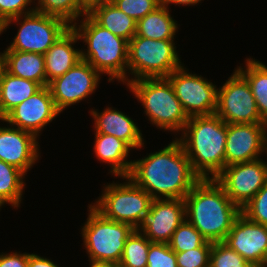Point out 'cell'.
I'll list each match as a JSON object with an SVG mask.
<instances>
[{
  "label": "cell",
  "mask_w": 267,
  "mask_h": 267,
  "mask_svg": "<svg viewBox=\"0 0 267 267\" xmlns=\"http://www.w3.org/2000/svg\"><path fill=\"white\" fill-rule=\"evenodd\" d=\"M127 177L153 199H184L200 180L178 139L159 152L133 160Z\"/></svg>",
  "instance_id": "obj_1"
},
{
  "label": "cell",
  "mask_w": 267,
  "mask_h": 267,
  "mask_svg": "<svg viewBox=\"0 0 267 267\" xmlns=\"http://www.w3.org/2000/svg\"><path fill=\"white\" fill-rule=\"evenodd\" d=\"M184 203L186 220L210 242L224 241L241 213L215 179H200Z\"/></svg>",
  "instance_id": "obj_2"
},
{
  "label": "cell",
  "mask_w": 267,
  "mask_h": 267,
  "mask_svg": "<svg viewBox=\"0 0 267 267\" xmlns=\"http://www.w3.org/2000/svg\"><path fill=\"white\" fill-rule=\"evenodd\" d=\"M182 133L178 140L194 173L200 179H215L225 168L227 123L216 114L192 116Z\"/></svg>",
  "instance_id": "obj_3"
},
{
  "label": "cell",
  "mask_w": 267,
  "mask_h": 267,
  "mask_svg": "<svg viewBox=\"0 0 267 267\" xmlns=\"http://www.w3.org/2000/svg\"><path fill=\"white\" fill-rule=\"evenodd\" d=\"M84 17L79 27L76 22L72 26L79 39L87 44V53L81 51V60L88 62L99 73L109 75V82L115 78L128 83L129 41L99 25L89 14Z\"/></svg>",
  "instance_id": "obj_4"
},
{
  "label": "cell",
  "mask_w": 267,
  "mask_h": 267,
  "mask_svg": "<svg viewBox=\"0 0 267 267\" xmlns=\"http://www.w3.org/2000/svg\"><path fill=\"white\" fill-rule=\"evenodd\" d=\"M145 108V114L157 127L182 131L189 117L166 77L142 78L126 83Z\"/></svg>",
  "instance_id": "obj_5"
},
{
  "label": "cell",
  "mask_w": 267,
  "mask_h": 267,
  "mask_svg": "<svg viewBox=\"0 0 267 267\" xmlns=\"http://www.w3.org/2000/svg\"><path fill=\"white\" fill-rule=\"evenodd\" d=\"M134 228L123 222L104 218L91 205L89 216L82 227V237L90 262H120L127 237Z\"/></svg>",
  "instance_id": "obj_6"
},
{
  "label": "cell",
  "mask_w": 267,
  "mask_h": 267,
  "mask_svg": "<svg viewBox=\"0 0 267 267\" xmlns=\"http://www.w3.org/2000/svg\"><path fill=\"white\" fill-rule=\"evenodd\" d=\"M173 40H153L135 35L129 41L128 70L134 79L168 77L182 67Z\"/></svg>",
  "instance_id": "obj_7"
},
{
  "label": "cell",
  "mask_w": 267,
  "mask_h": 267,
  "mask_svg": "<svg viewBox=\"0 0 267 267\" xmlns=\"http://www.w3.org/2000/svg\"><path fill=\"white\" fill-rule=\"evenodd\" d=\"M124 184L111 183L91 206L104 218L130 224L134 229L150 210L153 198L129 177Z\"/></svg>",
  "instance_id": "obj_8"
},
{
  "label": "cell",
  "mask_w": 267,
  "mask_h": 267,
  "mask_svg": "<svg viewBox=\"0 0 267 267\" xmlns=\"http://www.w3.org/2000/svg\"><path fill=\"white\" fill-rule=\"evenodd\" d=\"M22 17V22L20 18ZM24 18V19H23ZM20 22L21 26L14 37V41L6 50H17L45 54L47 50L62 36L70 27L64 20L33 11L22 16H17L5 21L2 32L11 22ZM18 21V22H17Z\"/></svg>",
  "instance_id": "obj_9"
},
{
  "label": "cell",
  "mask_w": 267,
  "mask_h": 267,
  "mask_svg": "<svg viewBox=\"0 0 267 267\" xmlns=\"http://www.w3.org/2000/svg\"><path fill=\"white\" fill-rule=\"evenodd\" d=\"M215 114L227 124L265 123L247 80L237 70L218 89Z\"/></svg>",
  "instance_id": "obj_10"
},
{
  "label": "cell",
  "mask_w": 267,
  "mask_h": 267,
  "mask_svg": "<svg viewBox=\"0 0 267 267\" xmlns=\"http://www.w3.org/2000/svg\"><path fill=\"white\" fill-rule=\"evenodd\" d=\"M183 66L166 77L188 117L215 114L217 87L202 76L187 73Z\"/></svg>",
  "instance_id": "obj_11"
},
{
  "label": "cell",
  "mask_w": 267,
  "mask_h": 267,
  "mask_svg": "<svg viewBox=\"0 0 267 267\" xmlns=\"http://www.w3.org/2000/svg\"><path fill=\"white\" fill-rule=\"evenodd\" d=\"M267 162L257 159L226 166L215 180L227 196L242 209L266 184Z\"/></svg>",
  "instance_id": "obj_12"
},
{
  "label": "cell",
  "mask_w": 267,
  "mask_h": 267,
  "mask_svg": "<svg viewBox=\"0 0 267 267\" xmlns=\"http://www.w3.org/2000/svg\"><path fill=\"white\" fill-rule=\"evenodd\" d=\"M100 73L88 62L80 60L64 75L48 83L55 107L61 113L66 107L91 95L99 84Z\"/></svg>",
  "instance_id": "obj_13"
},
{
  "label": "cell",
  "mask_w": 267,
  "mask_h": 267,
  "mask_svg": "<svg viewBox=\"0 0 267 267\" xmlns=\"http://www.w3.org/2000/svg\"><path fill=\"white\" fill-rule=\"evenodd\" d=\"M186 219L184 199H153L138 226L137 232L150 241L169 243L174 231Z\"/></svg>",
  "instance_id": "obj_14"
},
{
  "label": "cell",
  "mask_w": 267,
  "mask_h": 267,
  "mask_svg": "<svg viewBox=\"0 0 267 267\" xmlns=\"http://www.w3.org/2000/svg\"><path fill=\"white\" fill-rule=\"evenodd\" d=\"M267 124H227L225 167L260 159L267 152Z\"/></svg>",
  "instance_id": "obj_15"
},
{
  "label": "cell",
  "mask_w": 267,
  "mask_h": 267,
  "mask_svg": "<svg viewBox=\"0 0 267 267\" xmlns=\"http://www.w3.org/2000/svg\"><path fill=\"white\" fill-rule=\"evenodd\" d=\"M223 242L254 267L267 266V226L240 213Z\"/></svg>",
  "instance_id": "obj_16"
},
{
  "label": "cell",
  "mask_w": 267,
  "mask_h": 267,
  "mask_svg": "<svg viewBox=\"0 0 267 267\" xmlns=\"http://www.w3.org/2000/svg\"><path fill=\"white\" fill-rule=\"evenodd\" d=\"M59 113L49 87L44 86L13 108L2 121L38 137L39 131H42L44 126L55 119Z\"/></svg>",
  "instance_id": "obj_17"
},
{
  "label": "cell",
  "mask_w": 267,
  "mask_h": 267,
  "mask_svg": "<svg viewBox=\"0 0 267 267\" xmlns=\"http://www.w3.org/2000/svg\"><path fill=\"white\" fill-rule=\"evenodd\" d=\"M37 137L14 127H0V160L11 164L25 174L38 160Z\"/></svg>",
  "instance_id": "obj_18"
},
{
  "label": "cell",
  "mask_w": 267,
  "mask_h": 267,
  "mask_svg": "<svg viewBox=\"0 0 267 267\" xmlns=\"http://www.w3.org/2000/svg\"><path fill=\"white\" fill-rule=\"evenodd\" d=\"M79 40L71 26L44 54L46 86L53 79L64 75L81 60V51L73 48Z\"/></svg>",
  "instance_id": "obj_19"
},
{
  "label": "cell",
  "mask_w": 267,
  "mask_h": 267,
  "mask_svg": "<svg viewBox=\"0 0 267 267\" xmlns=\"http://www.w3.org/2000/svg\"><path fill=\"white\" fill-rule=\"evenodd\" d=\"M90 113L95 120L96 134H107L119 138L132 149L141 148L144 145L141 131L125 113L110 107L101 113L96 110H92Z\"/></svg>",
  "instance_id": "obj_20"
},
{
  "label": "cell",
  "mask_w": 267,
  "mask_h": 267,
  "mask_svg": "<svg viewBox=\"0 0 267 267\" xmlns=\"http://www.w3.org/2000/svg\"><path fill=\"white\" fill-rule=\"evenodd\" d=\"M131 147L123 140L107 134H95L94 152L98 160L110 164L114 176L127 177L133 161L126 158Z\"/></svg>",
  "instance_id": "obj_21"
},
{
  "label": "cell",
  "mask_w": 267,
  "mask_h": 267,
  "mask_svg": "<svg viewBox=\"0 0 267 267\" xmlns=\"http://www.w3.org/2000/svg\"><path fill=\"white\" fill-rule=\"evenodd\" d=\"M5 59L6 71L46 86L44 55L17 50H5L2 53Z\"/></svg>",
  "instance_id": "obj_22"
},
{
  "label": "cell",
  "mask_w": 267,
  "mask_h": 267,
  "mask_svg": "<svg viewBox=\"0 0 267 267\" xmlns=\"http://www.w3.org/2000/svg\"><path fill=\"white\" fill-rule=\"evenodd\" d=\"M41 88L37 82L14 76L6 71L0 83V120Z\"/></svg>",
  "instance_id": "obj_23"
},
{
  "label": "cell",
  "mask_w": 267,
  "mask_h": 267,
  "mask_svg": "<svg viewBox=\"0 0 267 267\" xmlns=\"http://www.w3.org/2000/svg\"><path fill=\"white\" fill-rule=\"evenodd\" d=\"M89 15L118 37L130 41L136 35L137 21L112 2L95 8Z\"/></svg>",
  "instance_id": "obj_24"
},
{
  "label": "cell",
  "mask_w": 267,
  "mask_h": 267,
  "mask_svg": "<svg viewBox=\"0 0 267 267\" xmlns=\"http://www.w3.org/2000/svg\"><path fill=\"white\" fill-rule=\"evenodd\" d=\"M169 8L161 5L137 22L136 35L153 40H173L178 29Z\"/></svg>",
  "instance_id": "obj_25"
},
{
  "label": "cell",
  "mask_w": 267,
  "mask_h": 267,
  "mask_svg": "<svg viewBox=\"0 0 267 267\" xmlns=\"http://www.w3.org/2000/svg\"><path fill=\"white\" fill-rule=\"evenodd\" d=\"M248 82L261 119L267 124V66L260 61L246 59V69H236Z\"/></svg>",
  "instance_id": "obj_26"
},
{
  "label": "cell",
  "mask_w": 267,
  "mask_h": 267,
  "mask_svg": "<svg viewBox=\"0 0 267 267\" xmlns=\"http://www.w3.org/2000/svg\"><path fill=\"white\" fill-rule=\"evenodd\" d=\"M24 175L19 168L0 160V203L18 207L25 187Z\"/></svg>",
  "instance_id": "obj_27"
},
{
  "label": "cell",
  "mask_w": 267,
  "mask_h": 267,
  "mask_svg": "<svg viewBox=\"0 0 267 267\" xmlns=\"http://www.w3.org/2000/svg\"><path fill=\"white\" fill-rule=\"evenodd\" d=\"M150 241L135 229L127 237L120 263L127 267H147Z\"/></svg>",
  "instance_id": "obj_28"
},
{
  "label": "cell",
  "mask_w": 267,
  "mask_h": 267,
  "mask_svg": "<svg viewBox=\"0 0 267 267\" xmlns=\"http://www.w3.org/2000/svg\"><path fill=\"white\" fill-rule=\"evenodd\" d=\"M35 11L60 18L71 26L79 16L85 15L81 11L78 0H38Z\"/></svg>",
  "instance_id": "obj_29"
},
{
  "label": "cell",
  "mask_w": 267,
  "mask_h": 267,
  "mask_svg": "<svg viewBox=\"0 0 267 267\" xmlns=\"http://www.w3.org/2000/svg\"><path fill=\"white\" fill-rule=\"evenodd\" d=\"M207 240L186 219L174 231L170 242V248L174 252H184L201 247Z\"/></svg>",
  "instance_id": "obj_30"
},
{
  "label": "cell",
  "mask_w": 267,
  "mask_h": 267,
  "mask_svg": "<svg viewBox=\"0 0 267 267\" xmlns=\"http://www.w3.org/2000/svg\"><path fill=\"white\" fill-rule=\"evenodd\" d=\"M209 267H254L223 241L212 242Z\"/></svg>",
  "instance_id": "obj_31"
},
{
  "label": "cell",
  "mask_w": 267,
  "mask_h": 267,
  "mask_svg": "<svg viewBox=\"0 0 267 267\" xmlns=\"http://www.w3.org/2000/svg\"><path fill=\"white\" fill-rule=\"evenodd\" d=\"M212 242L206 241L201 247L175 252L178 267H209Z\"/></svg>",
  "instance_id": "obj_32"
},
{
  "label": "cell",
  "mask_w": 267,
  "mask_h": 267,
  "mask_svg": "<svg viewBox=\"0 0 267 267\" xmlns=\"http://www.w3.org/2000/svg\"><path fill=\"white\" fill-rule=\"evenodd\" d=\"M241 213L251 221L267 226V182L241 209Z\"/></svg>",
  "instance_id": "obj_33"
},
{
  "label": "cell",
  "mask_w": 267,
  "mask_h": 267,
  "mask_svg": "<svg viewBox=\"0 0 267 267\" xmlns=\"http://www.w3.org/2000/svg\"><path fill=\"white\" fill-rule=\"evenodd\" d=\"M112 3L137 22L161 6V0H113Z\"/></svg>",
  "instance_id": "obj_34"
},
{
  "label": "cell",
  "mask_w": 267,
  "mask_h": 267,
  "mask_svg": "<svg viewBox=\"0 0 267 267\" xmlns=\"http://www.w3.org/2000/svg\"><path fill=\"white\" fill-rule=\"evenodd\" d=\"M147 267H178L175 252L169 244L150 242Z\"/></svg>",
  "instance_id": "obj_35"
},
{
  "label": "cell",
  "mask_w": 267,
  "mask_h": 267,
  "mask_svg": "<svg viewBox=\"0 0 267 267\" xmlns=\"http://www.w3.org/2000/svg\"><path fill=\"white\" fill-rule=\"evenodd\" d=\"M31 2L32 0H0V24L2 25L11 18L35 11L34 8L26 9Z\"/></svg>",
  "instance_id": "obj_36"
},
{
  "label": "cell",
  "mask_w": 267,
  "mask_h": 267,
  "mask_svg": "<svg viewBox=\"0 0 267 267\" xmlns=\"http://www.w3.org/2000/svg\"><path fill=\"white\" fill-rule=\"evenodd\" d=\"M0 267H28V253L1 254Z\"/></svg>",
  "instance_id": "obj_37"
},
{
  "label": "cell",
  "mask_w": 267,
  "mask_h": 267,
  "mask_svg": "<svg viewBox=\"0 0 267 267\" xmlns=\"http://www.w3.org/2000/svg\"><path fill=\"white\" fill-rule=\"evenodd\" d=\"M113 0H78L81 11L86 15L90 14L95 8L111 3Z\"/></svg>",
  "instance_id": "obj_38"
},
{
  "label": "cell",
  "mask_w": 267,
  "mask_h": 267,
  "mask_svg": "<svg viewBox=\"0 0 267 267\" xmlns=\"http://www.w3.org/2000/svg\"><path fill=\"white\" fill-rule=\"evenodd\" d=\"M28 267H58V266L47 258L40 257L39 255L36 254L28 253Z\"/></svg>",
  "instance_id": "obj_39"
},
{
  "label": "cell",
  "mask_w": 267,
  "mask_h": 267,
  "mask_svg": "<svg viewBox=\"0 0 267 267\" xmlns=\"http://www.w3.org/2000/svg\"><path fill=\"white\" fill-rule=\"evenodd\" d=\"M201 0H161V5L168 8V4H182V5H195L199 3Z\"/></svg>",
  "instance_id": "obj_40"
},
{
  "label": "cell",
  "mask_w": 267,
  "mask_h": 267,
  "mask_svg": "<svg viewBox=\"0 0 267 267\" xmlns=\"http://www.w3.org/2000/svg\"><path fill=\"white\" fill-rule=\"evenodd\" d=\"M5 72H6L5 59H4L3 54L0 53V83Z\"/></svg>",
  "instance_id": "obj_41"
},
{
  "label": "cell",
  "mask_w": 267,
  "mask_h": 267,
  "mask_svg": "<svg viewBox=\"0 0 267 267\" xmlns=\"http://www.w3.org/2000/svg\"><path fill=\"white\" fill-rule=\"evenodd\" d=\"M91 267H113L112 263L90 262Z\"/></svg>",
  "instance_id": "obj_42"
},
{
  "label": "cell",
  "mask_w": 267,
  "mask_h": 267,
  "mask_svg": "<svg viewBox=\"0 0 267 267\" xmlns=\"http://www.w3.org/2000/svg\"><path fill=\"white\" fill-rule=\"evenodd\" d=\"M113 267H127V266L121 264L120 262H117V263H113Z\"/></svg>",
  "instance_id": "obj_43"
},
{
  "label": "cell",
  "mask_w": 267,
  "mask_h": 267,
  "mask_svg": "<svg viewBox=\"0 0 267 267\" xmlns=\"http://www.w3.org/2000/svg\"><path fill=\"white\" fill-rule=\"evenodd\" d=\"M2 33V26H1V24H0V34Z\"/></svg>",
  "instance_id": "obj_44"
}]
</instances>
